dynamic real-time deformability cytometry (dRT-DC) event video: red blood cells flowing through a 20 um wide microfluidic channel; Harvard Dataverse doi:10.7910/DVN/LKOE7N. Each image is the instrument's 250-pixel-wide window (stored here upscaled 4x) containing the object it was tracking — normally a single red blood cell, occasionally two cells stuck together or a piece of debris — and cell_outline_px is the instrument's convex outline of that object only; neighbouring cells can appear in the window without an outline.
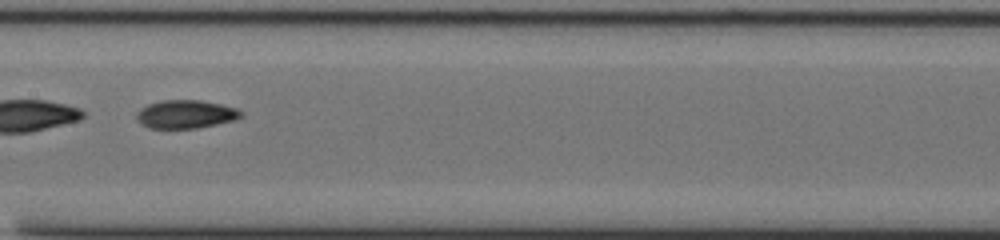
{"species": "common noctule bat (a hibernating species)", "species_latin": "Nyctalus noctula", "temperature_condition": "cold", "stored_images_in_passage": 52, "segment_of_instrument_passage": [2, 2], "camera_frame_rate_fps": 3000, "um_per_image_px": 0.085, "animal": {"sex": "male", "body_mass_g": 20.0, "forearm_length_mm": 53.3}, "frame": {"image": 1, "passage_image": 25, "time_ms": 8.0, "image_size_px": [1000, 240], "cell_outline_px": [[244, 116], [236, 120], [196, 128], [152, 128], [144, 124], [136, 116], [136, 112], [140, 108], [148, 104], [160, 100], [200, 100], [240, 108], [244, 112]], "centroid_in_image_um": [15.86, 9.69], "position_along_channel_um": 191.5, "area_um2": 17.28}}